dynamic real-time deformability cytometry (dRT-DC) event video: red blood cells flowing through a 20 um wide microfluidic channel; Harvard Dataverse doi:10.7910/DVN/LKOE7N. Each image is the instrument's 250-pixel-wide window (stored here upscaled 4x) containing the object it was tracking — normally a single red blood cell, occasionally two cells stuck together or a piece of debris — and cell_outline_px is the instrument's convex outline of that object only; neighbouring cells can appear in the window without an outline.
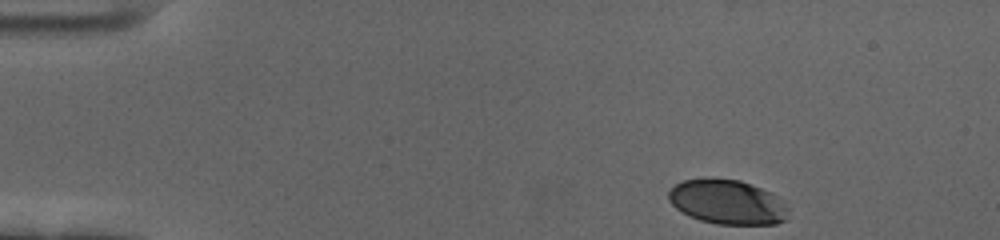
{"species": "human", "species_latin": "Homo sapiens", "temperature_condition": "cold", "stored_images_in_passage": 44, "camera_frame_rate_fps": 3000, "um_per_image_px": 0.085, "donor": {"sex": "female"}, "frame": {"image": 1, "passage_image": 1, "time_ms": 0.0, "image_size_px": [1000, 240], "cell_outline_px": [[788, 220], [776, 224], [716, 224], [700, 220], [688, 216], [676, 208], [668, 200], [668, 192], [676, 184], [684, 180], [740, 180], [772, 192], [788, 208]], "centroid_in_image_um": [61.85, 17.21], "position_along_channel_um": 23.1, "area_um2": 30.75}}
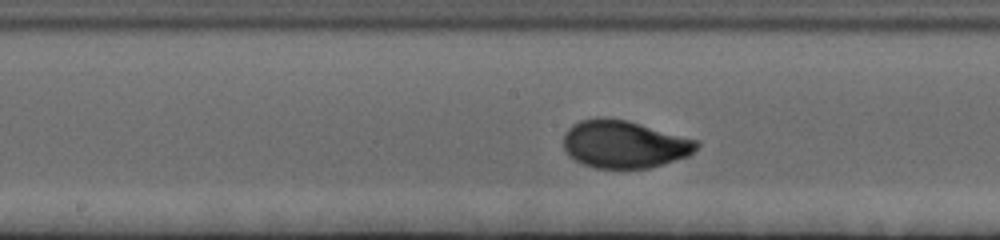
{"frame": {"image": 2, "passage_image": 24, "time_ms": 7.667, "image_size_px": [1000, 240], "cell_outline_px": [[700, 144], [688, 156], [664, 164], [648, 168], [596, 168], [584, 164], [576, 160], [564, 152], [564, 132], [572, 124], [580, 120], [596, 116], [604, 116], [628, 120], [700, 140]], "centroid_in_image_um": [53.06, 12.23], "position_along_channel_um": 195.1, "area_um2": 37.45}}
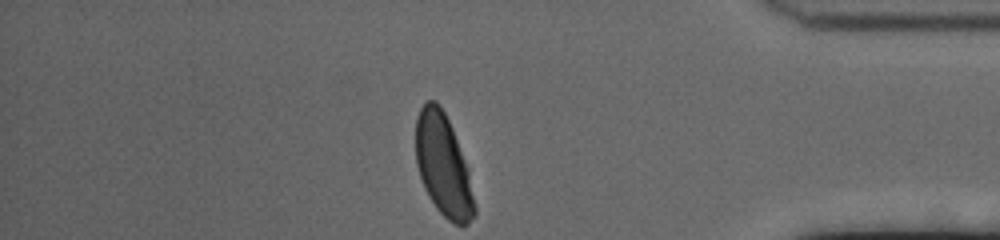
{"frame": {"image": 3, "passage_image": 44, "time_ms": 14.333, "image_size_px": [1000, 240], "cell_outline_px": [[476, 212], [468, 224], [456, 224], [448, 220], [436, 208], [424, 188], [416, 164], [416, 116], [420, 108], [428, 100], [436, 100], [440, 104], [452, 128], [468, 168], [476, 208]], "centroid_in_image_um": [37.67, 14.04], "position_along_channel_um": 397.5, "area_um2": 34.74}, "authors_computed_cell_mechanics": {"area_um2": 35.9805, "velocity_mm_per_s": 3.4417, "shape_relaxation_time_tau1_ms": 2.7605, "shape_relaxation_time_tau2_ms": null, "deformation_change_tau1": 0.1619, "deformation_change_tau2": null}}